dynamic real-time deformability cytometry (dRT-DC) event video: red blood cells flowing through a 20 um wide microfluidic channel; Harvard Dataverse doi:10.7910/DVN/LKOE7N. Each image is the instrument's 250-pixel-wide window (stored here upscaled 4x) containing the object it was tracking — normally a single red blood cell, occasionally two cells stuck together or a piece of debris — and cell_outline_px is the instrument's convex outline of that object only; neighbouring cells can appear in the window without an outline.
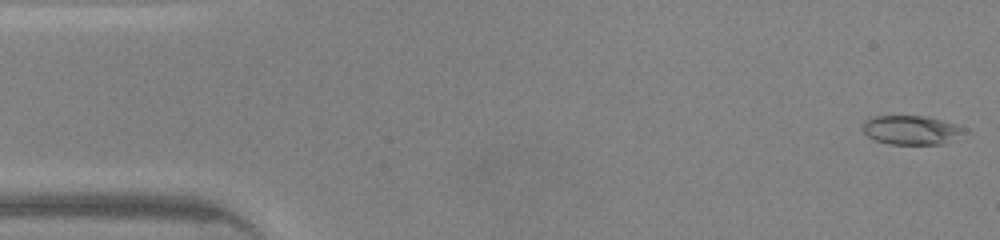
{"species": "common noctule bat (a hibernating species)", "species_latin": "Nyctalus noctula", "temperature_condition": "warm", "stored_images_in_passage": 45, "camera_frame_rate_fps": 3000, "um_per_image_px": 0.085, "animal": {"sex": "male", "body_mass_g": 20.0, "forearm_length_mm": 53.3}, "frame": {"image": 1, "passage_image": 1, "time_ms": 0.0, "image_size_px": [1000, 240], "cell_outline_px": [[972, 132], [944, 144], [888, 144], [876, 140], [868, 136], [864, 132], [864, 120], [872, 116], [924, 116], [956, 124], [968, 128]], "centroid_in_image_um": [77.57, 11.06], "position_along_channel_um": 7.4, "area_um2": 17.51}}
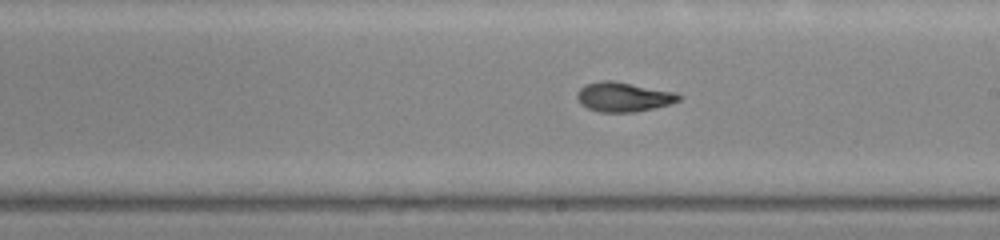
{"frame": {"image": 2, "passage_image": 25, "time_ms": 8.0, "image_size_px": [1000, 240], "cell_outline_px": [[680, 100], [668, 104], [636, 112], [600, 112], [588, 108], [580, 104], [576, 96], [576, 92], [584, 84], [600, 80], [612, 80], [676, 92], [680, 96]], "centroid_in_image_um": [52.94, 8.23], "position_along_channel_um": 236.1, "area_um2": 17.51}}
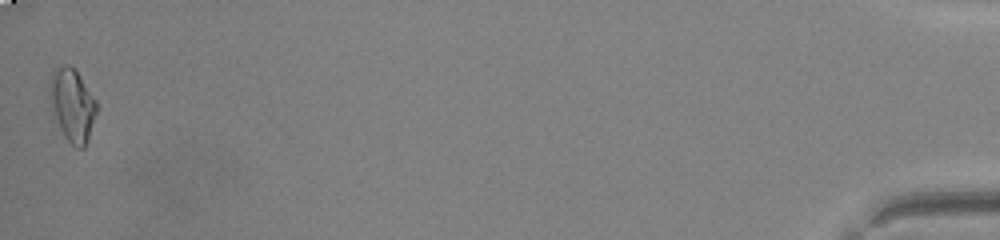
{"frame": {"image": 3, "passage_image": 45, "time_ms": 14.667, "image_size_px": [1000, 240], "cell_outline_px": [[96, 112], [84, 148], [76, 148], [68, 140], [56, 116], [48, 96], [48, 88], [52, 76], [64, 64], [68, 64], [76, 72], [96, 100]], "centroid_in_image_um": [6.15, 8.92], "position_along_channel_um": 429.1, "area_um2": 18.73}, "authors_computed_cell_mechanics": {"area_um2": 17.3978, "velocity_mm_per_s": 4.4358, "shape_relaxation_time_tau1_ms": 4.489, "shape_relaxation_time_tau2_ms": 2.0401, "deformation_change_tau1": 0.2076, "deformation_change_tau2": 0.0856}}